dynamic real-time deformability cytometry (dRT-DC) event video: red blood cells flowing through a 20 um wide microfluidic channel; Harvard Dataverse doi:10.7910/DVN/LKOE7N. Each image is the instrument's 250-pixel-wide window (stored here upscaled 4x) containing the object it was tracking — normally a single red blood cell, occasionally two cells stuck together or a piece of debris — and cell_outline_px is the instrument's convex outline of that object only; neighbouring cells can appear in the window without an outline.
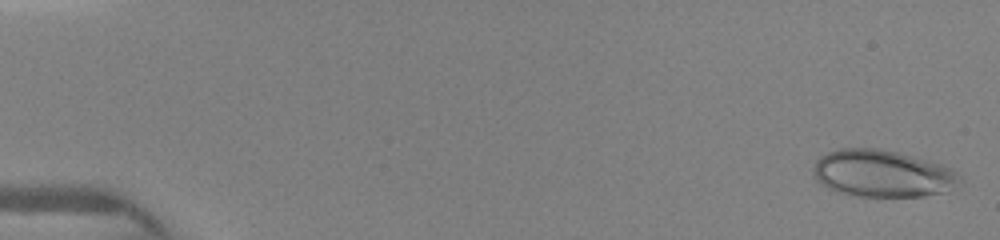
{"species": "human", "species_latin": "Homo sapiens", "temperature_condition": "warm", "stored_images_in_passage": 10, "camera_frame_rate_fps": 3000, "um_per_image_px": 0.085, "donor": {"sex": "female"}, "frame": {"image": 1, "passage_image": 1, "time_ms": 0.0, "image_size_px": [1000, 240], "cell_outline_px": [[960, 180], [940, 192], [924, 196], [856, 196], [840, 192], [828, 188], [816, 180], [812, 172], [816, 160], [820, 156], [828, 152], [840, 148], [880, 148], [896, 152], [940, 164], [956, 172]], "centroid_in_image_um": [74.9, 14.74], "position_along_channel_um": 10.1, "area_um2": 39.42}}